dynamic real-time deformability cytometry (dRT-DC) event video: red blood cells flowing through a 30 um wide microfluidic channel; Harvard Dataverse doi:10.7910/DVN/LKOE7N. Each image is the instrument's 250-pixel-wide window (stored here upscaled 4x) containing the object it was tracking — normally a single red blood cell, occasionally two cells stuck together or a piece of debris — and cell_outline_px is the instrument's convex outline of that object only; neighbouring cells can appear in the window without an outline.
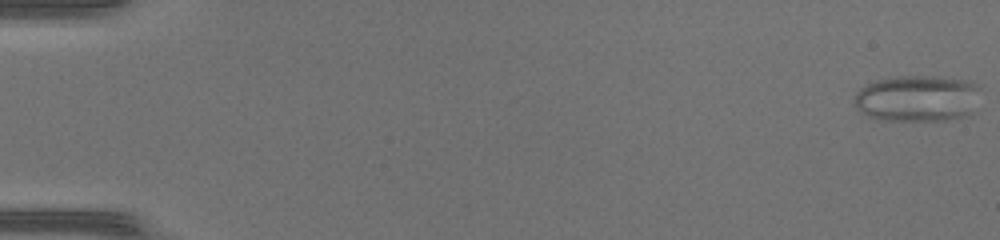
{"species": "common noctule bat (a hibernating species)", "species_latin": "Nyctalus noctula", "temperature_condition": "warm", "stored_images_in_passage": 49, "camera_frame_rate_fps": 3000, "um_per_image_px": 0.085, "animal": {"sex": "female", "body_mass_g": 17.0, "forearm_length_mm": 48.0}, "frame": {"image": 1, "passage_image": 1, "time_ms": 0.0, "image_size_px": [1000, 240], "cell_outline_px": [[980, 88], [972, 112], [968, 116], [948, 120], [876, 120], [868, 116], [856, 108], [852, 100], [856, 92], [864, 84], [876, 80], [896, 76], [940, 76], [972, 80]], "centroid_in_image_um": [77.96, 8.35], "position_along_channel_um": 7.0, "area_um2": 34.8}}
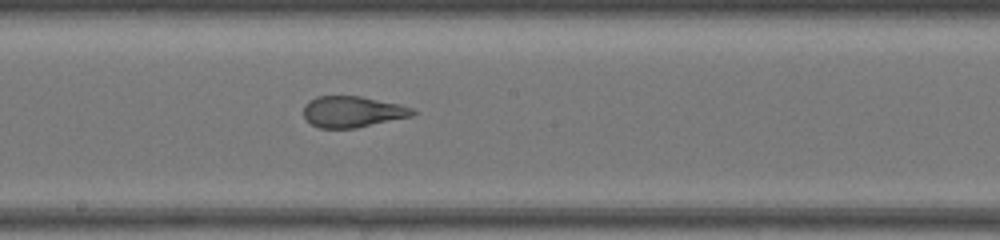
{"frame": {"image": 2, "passage_image": 28, "time_ms": 9.0, "image_size_px": [1000, 240], "cell_outline_px": [[416, 112], [412, 116], [356, 128], [320, 128], [312, 124], [304, 116], [304, 104], [308, 100], [316, 96], [360, 96], [400, 104], [412, 108]], "centroid_in_image_um": [29.95, 9.49], "position_along_channel_um": 218.2, "area_um2": 19.77}}
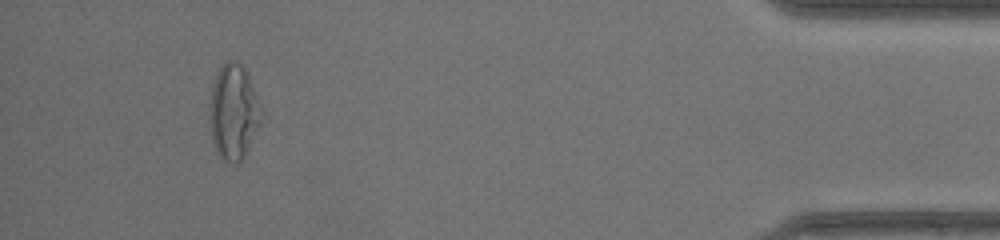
{"frame": {"image": 3, "passage_image": 46, "time_ms": 15.0, "image_size_px": [1000, 240], "cell_outline_px": [[260, 124], [244, 156], [236, 164], [232, 164], [224, 160], [216, 152], [212, 140], [208, 120], [208, 112], [212, 88], [216, 72], [228, 60], [232, 60], [240, 64], [248, 72], [256, 100], [260, 116]], "centroid_in_image_um": [19.79, 9.54], "position_along_channel_um": 415.4, "area_um2": 28.26}, "authors_computed_cell_mechanics": {"area_um2": 26.5302, "velocity_mm_per_s": 4.3171, "shape_relaxation_time_tau1_ms": null, "shape_relaxation_time_tau2_ms": 0.7227, "deformation_change_tau1": null, "deformation_change_tau2": 0.0853}}